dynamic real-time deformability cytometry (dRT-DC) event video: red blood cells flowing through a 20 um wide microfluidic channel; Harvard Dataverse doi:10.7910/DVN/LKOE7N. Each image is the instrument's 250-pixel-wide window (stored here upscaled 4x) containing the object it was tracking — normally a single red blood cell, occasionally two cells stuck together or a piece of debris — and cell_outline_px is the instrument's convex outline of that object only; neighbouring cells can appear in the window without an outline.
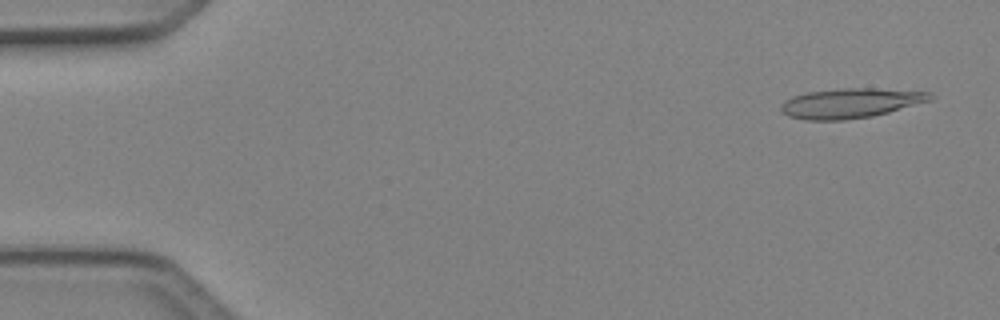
{"species": "Egyptian fruit bat (a non-hibernating species)", "species_latin": "Rousettus aegyptiacus", "temperature_condition": "cold", "stored_images_in_passage": 4, "camera_frame_rate_fps": 3000, "um_per_image_px": 0.085, "animal": {"sex": "female"}, "frame": {"image": 1, "passage_image": 1, "time_ms": 0.0, "image_size_px": [1000, 320], "cell_outline_px": [[936, 96], [932, 100], [888, 112], [872, 116], [844, 120], [804, 120], [788, 116], [780, 108], [780, 104], [784, 100], [792, 96], [808, 92], [840, 88], [872, 88], [928, 92]], "centroid_in_image_um": [72.28, 8.76], "position_along_channel_um": 12.7, "area_um2": 25.89}}
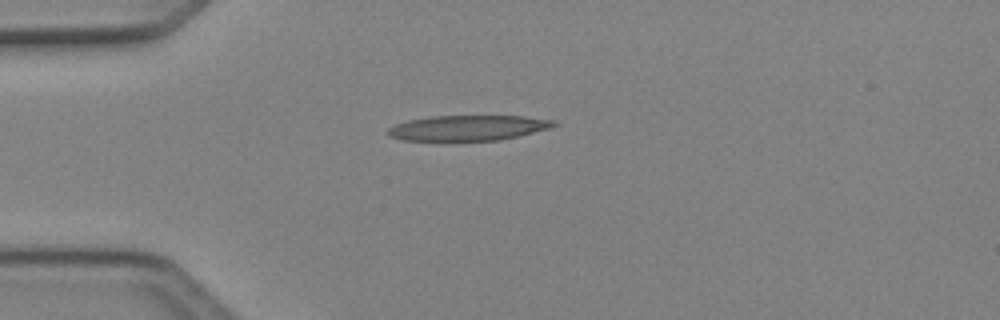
{"frame": {"image": 2, "passage_image": 4, "time_ms": 1.0, "image_size_px": [1000, 320], "cell_outline_px": [[560, 124], [552, 128], [520, 136], [500, 140], [456, 144], [448, 144], [404, 140], [388, 136], [388, 128], [396, 124], [408, 120], [428, 116], [524, 116], [556, 120]], "centroid_in_image_um": [39.78, 10.93], "position_along_channel_um": 45.2, "area_um2": 26.13}}